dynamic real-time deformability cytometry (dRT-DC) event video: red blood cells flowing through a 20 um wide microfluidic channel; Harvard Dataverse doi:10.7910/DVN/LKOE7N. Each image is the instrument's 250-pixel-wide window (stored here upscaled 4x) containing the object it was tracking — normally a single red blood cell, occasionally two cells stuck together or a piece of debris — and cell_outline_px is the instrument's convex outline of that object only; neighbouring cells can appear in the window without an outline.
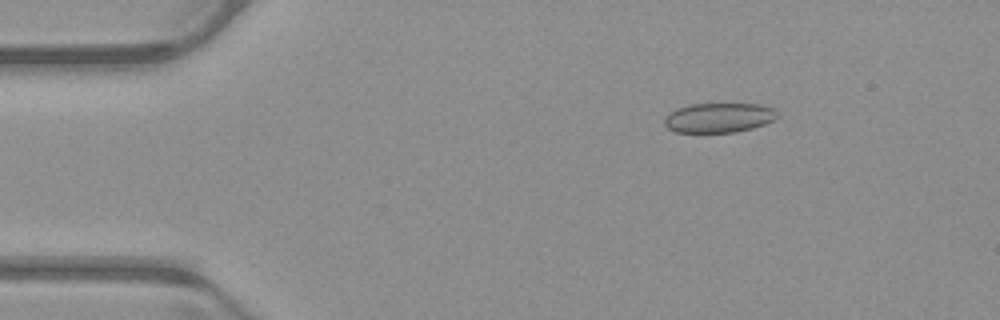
{"species": "common noctule bat (a hibernating species)", "species_latin": "Nyctalus noctula", "temperature_condition": "warm", "stored_images_in_passage": 52, "camera_frame_rate_fps": 3000, "um_per_image_px": 0.085, "animal": {"sex": "male", "body_mass_g": 23.1, "forearm_length_mm": 52.7}, "frame": {"image": 1, "passage_image": 8, "time_ms": 2.333, "image_size_px": [1000, 320], "cell_outline_px": [[780, 116], [764, 124], [752, 128], [736, 132], [676, 132], [668, 128], [664, 124], [664, 120], [676, 108], [692, 104], [760, 104], [776, 108]], "centroid_in_image_um": [61.16, 10.0], "position_along_channel_um": 23.8, "area_um2": 19.48}}
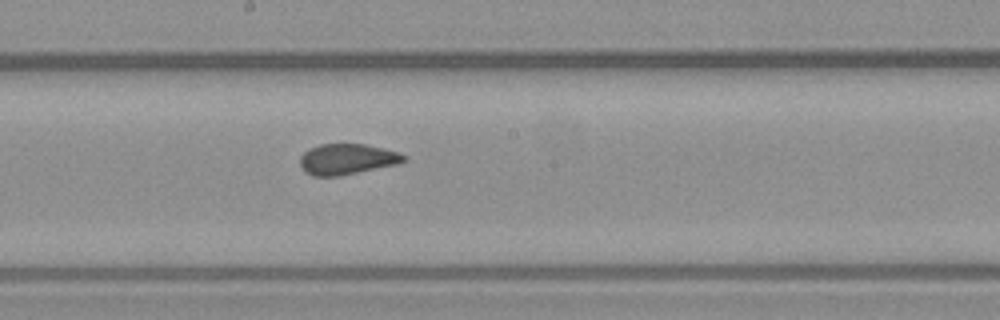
{"frame": {"image": 2, "passage_image": 28, "time_ms": 9.0, "image_size_px": [1000, 320], "cell_outline_px": [[408, 156], [404, 160], [396, 164], [340, 176], [312, 176], [304, 172], [300, 164], [300, 156], [308, 148], [320, 144], [364, 144], [384, 148], [400, 152]], "centroid_in_image_um": [29.47, 13.52], "position_along_channel_um": 218.7, "area_um2": 18.67}}
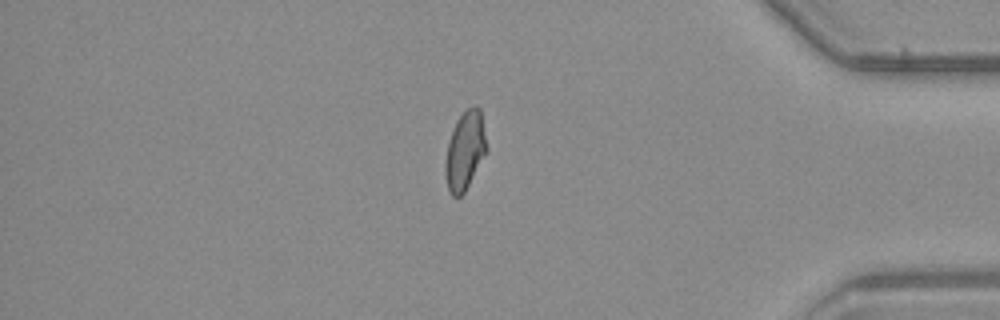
{"frame": {"image": 3, "passage_image": 44, "time_ms": 14.333, "image_size_px": [1000, 320], "cell_outline_px": [[488, 148], [464, 192], [460, 196], [452, 196], [448, 188], [444, 168], [444, 164], [448, 144], [456, 120], [472, 104], [476, 104], [480, 108]], "centroid_in_image_um": [39.53, 12.76], "position_along_channel_um": 395.7, "area_um2": 18.61}, "authors_computed_cell_mechanics": {"area_um2": 19.5075, "velocity_mm_per_s": 3.9696, "shape_relaxation_time_tau1_ms": null, "shape_relaxation_time_tau2_ms": 0.6592, "deformation_change_tau1": null, "deformation_change_tau2": 0.0601}}